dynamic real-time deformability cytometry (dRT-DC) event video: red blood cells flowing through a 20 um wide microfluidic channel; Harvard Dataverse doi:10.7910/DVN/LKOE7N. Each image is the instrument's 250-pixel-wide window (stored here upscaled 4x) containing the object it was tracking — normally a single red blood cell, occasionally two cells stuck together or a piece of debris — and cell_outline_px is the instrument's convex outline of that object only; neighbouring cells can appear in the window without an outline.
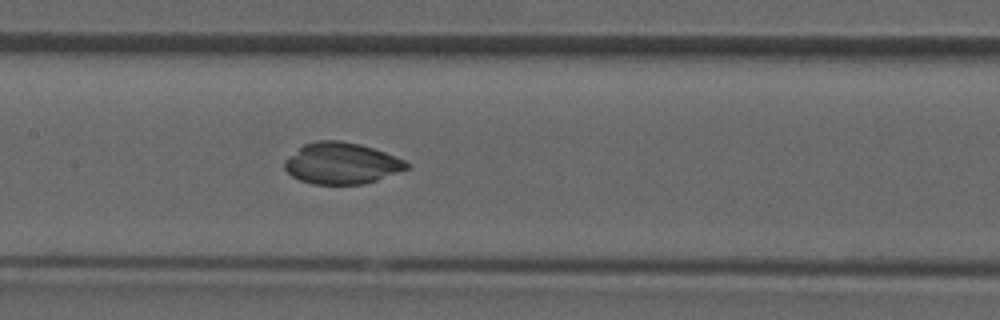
{"species": "common noctule bat (a hibernating species)", "species_latin": "Nyctalus noctula", "temperature_condition": "room temperature", "stored_images_in_passage": 35, "camera_frame_rate_fps": 3000, "um_per_image_px": 0.085, "animal": {"sex": "male", "forearm_length_mm": 52.5}, "frame": {"image": 1, "passage_image": 16, "time_ms": 5.0, "image_size_px": [1000, 320], "cell_outline_px": [[412, 164], [408, 168], [376, 180], [364, 184], [312, 184], [300, 180], [292, 176], [284, 168], [284, 160], [304, 144], [316, 140], [340, 140], [360, 144], [384, 152], [404, 160]], "centroid_in_image_um": [29.01, 13.88], "position_along_channel_um": 178.4, "area_um2": 29.3}}
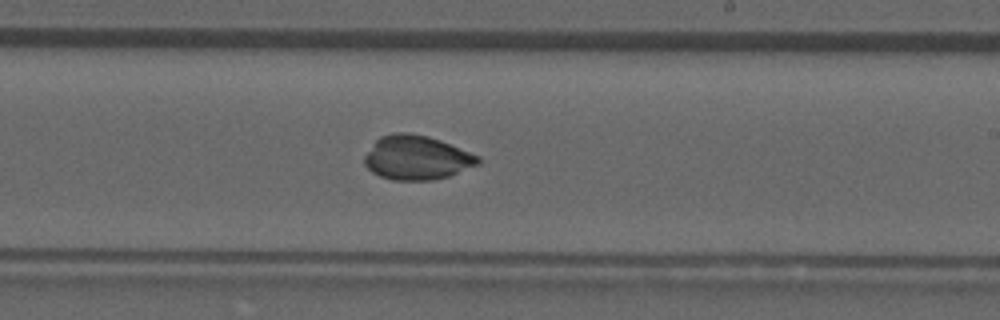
{"frame": {"image": 2, "passage_image": 20, "time_ms": 6.333, "image_size_px": [1000, 320], "cell_outline_px": [[480, 164], [448, 176], [432, 180], [392, 180], [380, 176], [372, 172], [364, 164], [364, 156], [376, 140], [380, 136], [392, 132], [408, 132], [428, 136], [440, 140], [480, 156]], "centroid_in_image_um": [35.41, 13.39], "position_along_channel_um": 253.6, "area_um2": 29.3}}